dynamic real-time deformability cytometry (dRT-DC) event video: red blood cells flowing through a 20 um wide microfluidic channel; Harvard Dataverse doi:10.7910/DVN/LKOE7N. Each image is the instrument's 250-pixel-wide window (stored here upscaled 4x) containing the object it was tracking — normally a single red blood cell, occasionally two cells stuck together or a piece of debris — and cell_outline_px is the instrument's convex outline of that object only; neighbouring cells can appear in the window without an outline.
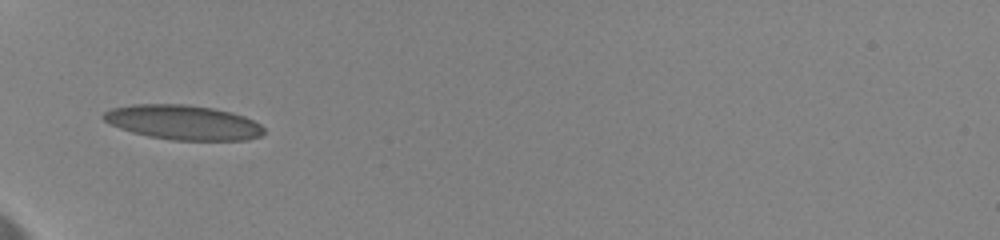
{"species": "human", "species_latin": "Homo sapiens", "temperature_condition": "cold", "stored_images_in_passage": 31, "camera_frame_rate_fps": 3000, "um_per_image_px": 0.085, "donor": {"sex": "female"}, "frame": {"image": 1, "passage_image": 1, "time_ms": 0.0, "image_size_px": [1000, 240], "cell_outline_px": [[264, 132], [260, 136], [248, 140], [172, 140], [148, 136], [132, 132], [120, 128], [104, 120], [100, 116], [104, 112], [112, 108], [132, 104], [184, 104], [212, 108], [232, 112], [244, 116], [260, 124], [264, 128]], "centroid_in_image_um": [15.56, 10.4], "position_along_channel_um": 69.4, "area_um2": 32.37}}
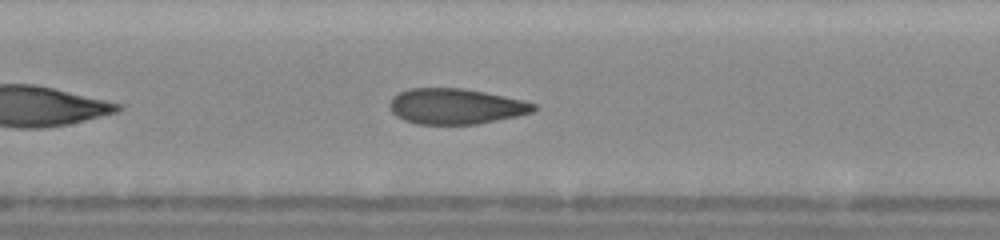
{"frame": {"image": 2, "passage_image": 6, "time_ms": 3.0, "image_size_px": [1000, 240], "cell_outline_px": [[536, 108], [532, 112], [516, 116], [476, 124], [416, 124], [404, 120], [396, 116], [388, 108], [388, 104], [392, 96], [408, 88], [464, 88], [524, 100], [536, 104]], "centroid_in_image_um": [38.69, 9.03], "position_along_channel_um": 168.7, "area_um2": 29.94}}
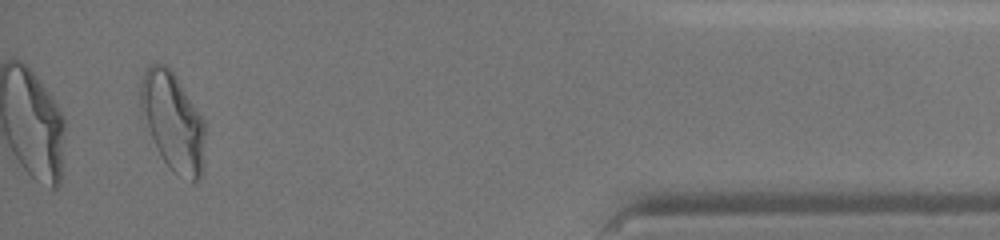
{"frame": {"image": 3, "passage_image": 28, "time_ms": 11.333, "image_size_px": [1000, 240], "cell_outline_px": [[204, 136], [200, 180], [192, 184], [172, 172], [156, 148], [140, 116], [140, 84], [144, 72], [152, 64], [164, 64], [176, 76], [204, 120]], "centroid_in_image_um": [14.66, 10.37], "position_along_channel_um": 420.5, "area_um2": 36.93}, "authors_computed_cell_mechanics": {"area_um2": 31.0386, "velocity_mm_per_s": 3.5402, "shape_relaxation_time_tau1_ms": 3.493, "shape_relaxation_time_tau2_ms": 0.8219, "deformation_change_tau1": 0.1431, "deformation_change_tau2": 0.0571}}